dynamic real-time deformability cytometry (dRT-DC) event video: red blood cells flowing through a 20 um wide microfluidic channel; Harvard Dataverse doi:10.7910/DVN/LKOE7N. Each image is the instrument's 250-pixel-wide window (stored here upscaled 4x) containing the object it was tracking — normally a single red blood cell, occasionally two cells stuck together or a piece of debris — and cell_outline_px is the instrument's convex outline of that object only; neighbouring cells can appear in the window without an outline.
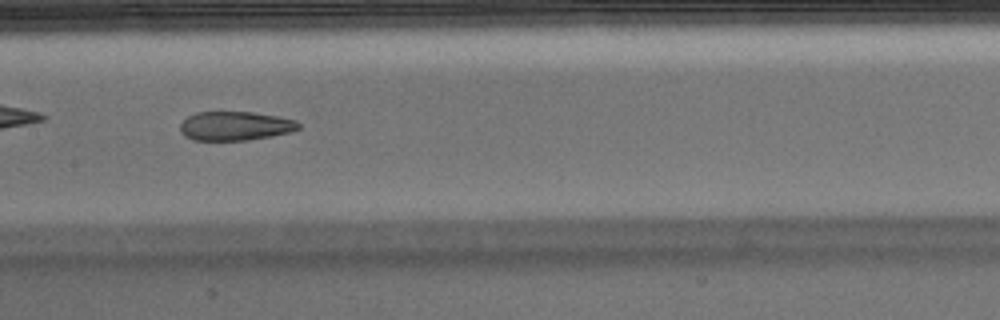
{"species": "Egyptian fruit bat (a non-hibernating species)", "species_latin": "Rousettus aegyptiacus", "temperature_condition": "warm", "stored_images_in_passage": 37, "camera_frame_rate_fps": 3000, "um_per_image_px": 0.085, "animal": {"sex": "male"}, "frame": {"image": 1, "passage_image": 11, "time_ms": 3.333, "image_size_px": [1000, 320], "cell_outline_px": [[300, 128], [292, 132], [272, 136], [248, 140], [192, 140], [184, 136], [180, 132], [180, 124], [188, 116], [196, 112], [252, 112], [280, 116], [296, 120], [300, 124]], "centroid_in_image_um": [20.01, 10.71], "position_along_channel_um": 187.4, "area_um2": 20.23}}
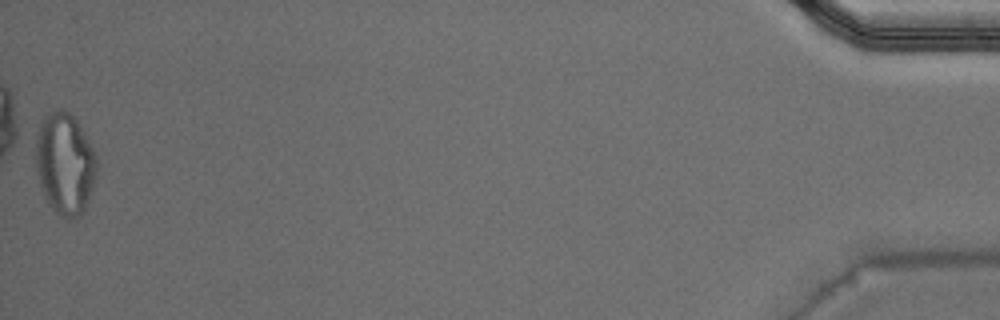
{"frame": {"image": 2, "passage_image": 37, "time_ms": 12.0, "image_size_px": [1000, 320], "cell_outline_px": [[96, 176], [88, 200], [80, 216], [68, 220], [56, 212], [48, 204], [44, 196], [40, 184], [36, 168], [32, 140], [44, 116], [60, 108], [64, 108], [76, 120], [92, 148], [96, 156]], "centroid_in_image_um": [5.46, 13.9], "position_along_channel_um": 429.7, "area_um2": 36.41}, "authors_computed_cell_mechanics": {"area_um2": 22.1374, "velocity_mm_per_s": 3.9384, "shape_relaxation_time_tau1_ms": null, "shape_relaxation_time_tau2_ms": 2.1572, "deformation_change_tau1": null, "deformation_change_tau2": 0.1086}}